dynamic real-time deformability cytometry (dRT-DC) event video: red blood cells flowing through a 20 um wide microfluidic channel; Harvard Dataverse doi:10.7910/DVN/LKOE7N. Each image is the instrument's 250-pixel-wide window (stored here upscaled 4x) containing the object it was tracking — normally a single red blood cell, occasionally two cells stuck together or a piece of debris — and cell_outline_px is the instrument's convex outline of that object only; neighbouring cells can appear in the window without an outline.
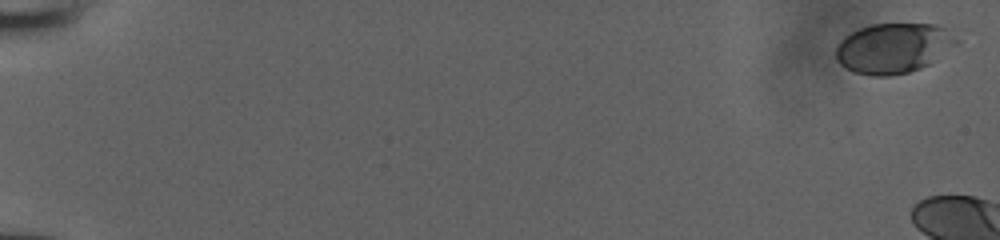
{"species": "human", "species_latin": "Homo sapiens", "temperature_condition": "room temperature", "stored_images_in_passage": 5, "camera_frame_rate_fps": 3000, "um_per_image_px": 0.085, "donor": {"sex": "male"}, "frame": {"image": 1, "passage_image": 1, "time_ms": 0.0, "image_size_px": [1000, 240], "cell_outline_px": [[960, 40], [956, 44], [928, 64], [920, 68], [908, 72], [892, 76], [872, 76], [852, 72], [840, 64], [836, 60], [836, 48], [840, 40], [844, 36], [860, 28], [872, 24], [936, 24], [948, 28]], "centroid_in_image_um": [75.93, 4.08], "position_along_channel_um": 9.1, "area_um2": 35.32}}